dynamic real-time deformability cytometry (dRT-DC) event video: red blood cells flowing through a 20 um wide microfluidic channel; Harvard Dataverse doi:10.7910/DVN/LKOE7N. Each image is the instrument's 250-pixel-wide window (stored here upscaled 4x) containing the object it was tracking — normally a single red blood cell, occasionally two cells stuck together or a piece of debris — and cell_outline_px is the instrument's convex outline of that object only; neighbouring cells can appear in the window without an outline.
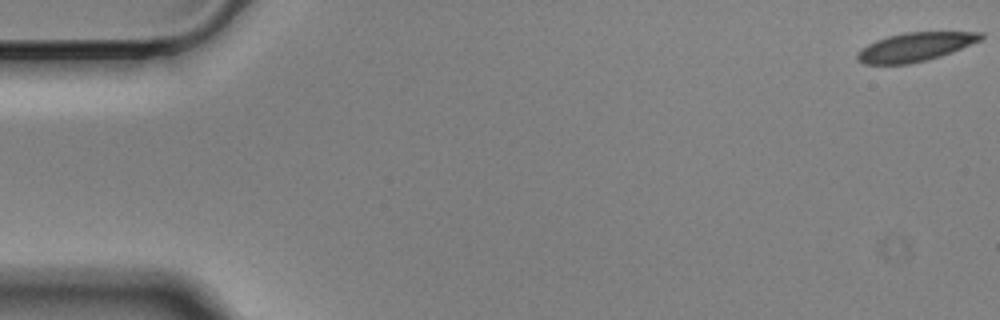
{"species": "Egyptian fruit bat (a non-hibernating species)", "species_latin": "Rousettus aegyptiacus", "temperature_condition": "cold", "stored_images_in_passage": 58, "camera_frame_rate_fps": 3000, "um_per_image_px": 0.085, "animal": {"sex": "male"}, "frame": {"image": 1, "passage_image": 1, "time_ms": 0.0, "image_size_px": [1000, 320], "cell_outline_px": [[984, 36], [980, 40], [952, 52], [928, 60], [908, 64], [864, 64], [856, 60], [856, 52], [860, 48], [876, 40], [888, 36], [904, 32], [984, 32]], "centroid_in_image_um": [77.74, 3.99], "position_along_channel_um": 7.3, "area_um2": 20.75}}
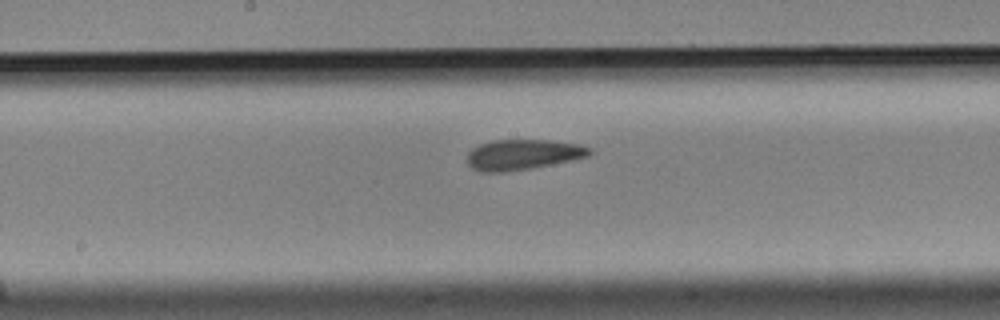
{"frame": {"image": 2, "passage_image": 30, "time_ms": 9.667, "image_size_px": [1000, 320], "cell_outline_px": [[592, 152], [588, 156], [572, 160], [532, 168], [504, 172], [480, 172], [472, 168], [468, 164], [468, 152], [472, 148], [480, 144], [492, 140], [548, 140], [576, 144], [588, 148]], "centroid_in_image_um": [44.39, 13.15], "position_along_channel_um": 203.8, "area_um2": 21.5}}
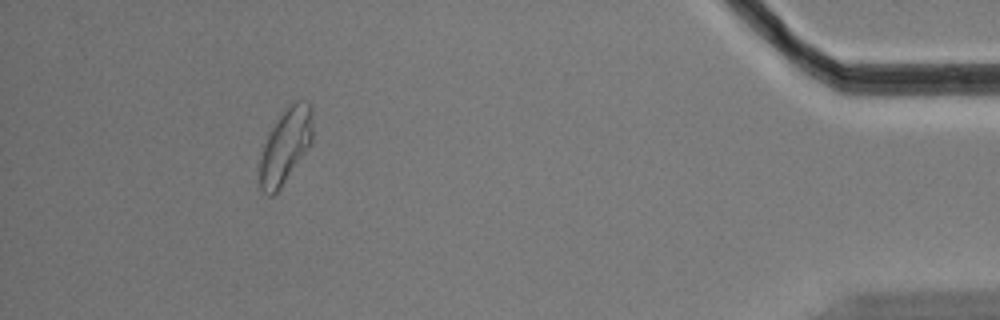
{"frame": {"image": 3, "passage_image": 53, "time_ms": 17.333, "image_size_px": [1000, 320], "cell_outline_px": [[312, 140], [280, 188], [272, 196], [268, 196], [260, 188], [260, 156], [268, 132], [284, 108], [292, 100], [308, 100], [312, 108]], "centroid_in_image_um": [24.25, 12.32], "position_along_channel_um": 410.9, "area_um2": 23.0}, "authors_computed_cell_mechanics": {"area_um2": 22.0507, "velocity_mm_per_s": 3.4802, "shape_relaxation_time_tau1_ms": 7.0321, "shape_relaxation_time_tau2_ms": 2.9832, "deformation_change_tau1": 0.1318, "deformation_change_tau2": 0.0822}}